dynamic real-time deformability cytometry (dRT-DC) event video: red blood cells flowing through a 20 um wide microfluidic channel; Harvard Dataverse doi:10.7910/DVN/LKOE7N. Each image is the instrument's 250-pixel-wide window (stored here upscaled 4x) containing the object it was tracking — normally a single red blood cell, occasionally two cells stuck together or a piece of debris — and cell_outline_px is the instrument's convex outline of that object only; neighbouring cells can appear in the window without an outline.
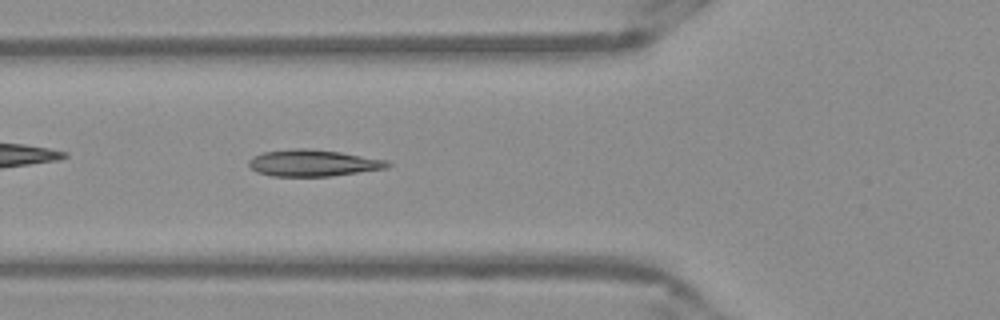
{"species": "Egyptian fruit bat (a non-hibernating species)", "species_latin": "Rousettus aegyptiacus", "temperature_condition": "warm", "stored_images_in_passage": 39, "camera_frame_rate_fps": 3000, "um_per_image_px": 0.085, "frame": {"image": 1, "passage_image": 6, "time_ms": 1.667, "image_size_px": [1000, 320], "cell_outline_px": [[392, 164], [388, 168], [332, 176], [272, 176], [256, 172], [248, 164], [248, 160], [252, 156], [264, 152], [292, 148], [304, 148], [340, 152], [388, 160]], "centroid_in_image_um": [26.62, 13.85], "position_along_channel_um": 99.2, "area_um2": 21.62}}
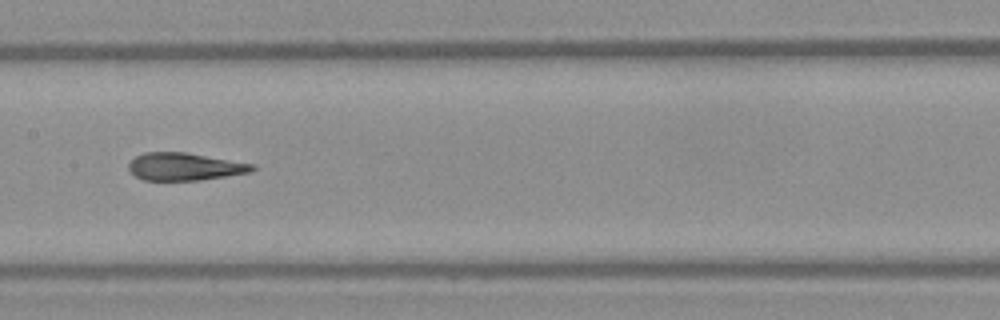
{"frame": {"image": 2, "passage_image": 13, "time_ms": 4.0, "image_size_px": [1000, 320], "cell_outline_px": [[256, 168], [252, 172], [200, 180], [144, 180], [136, 176], [128, 168], [128, 164], [136, 156], [144, 152], [184, 152], [256, 164]], "centroid_in_image_um": [15.73, 14.16], "position_along_channel_um": 191.7, "area_um2": 19.83}}
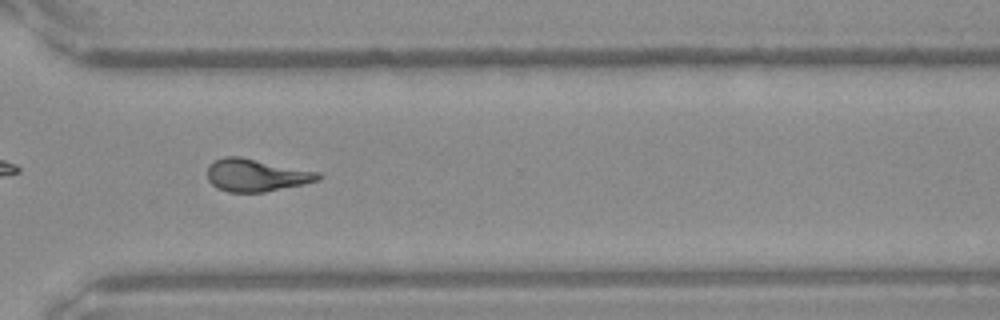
{"frame": {"image": 3, "passage_image": 25, "time_ms": 8.0, "image_size_px": [1000, 320], "cell_outline_px": [[324, 176], [320, 180], [304, 184], [264, 192], [228, 192], [216, 188], [208, 180], [208, 164], [224, 156], [240, 156], [320, 172]], "centroid_in_image_um": [21.8, 14.89], "position_along_channel_um": 348.8, "area_um2": 21.21}, "authors_computed_cell_mechanics": {"area_um2": 20.4612, "velocity_mm_per_s": 3.9341, "shape_relaxation_time_tau1_ms": null, "shape_relaxation_time_tau2_ms": 2.0796, "deformation_change_tau1": null, "deformation_change_tau2": 0.0875}}